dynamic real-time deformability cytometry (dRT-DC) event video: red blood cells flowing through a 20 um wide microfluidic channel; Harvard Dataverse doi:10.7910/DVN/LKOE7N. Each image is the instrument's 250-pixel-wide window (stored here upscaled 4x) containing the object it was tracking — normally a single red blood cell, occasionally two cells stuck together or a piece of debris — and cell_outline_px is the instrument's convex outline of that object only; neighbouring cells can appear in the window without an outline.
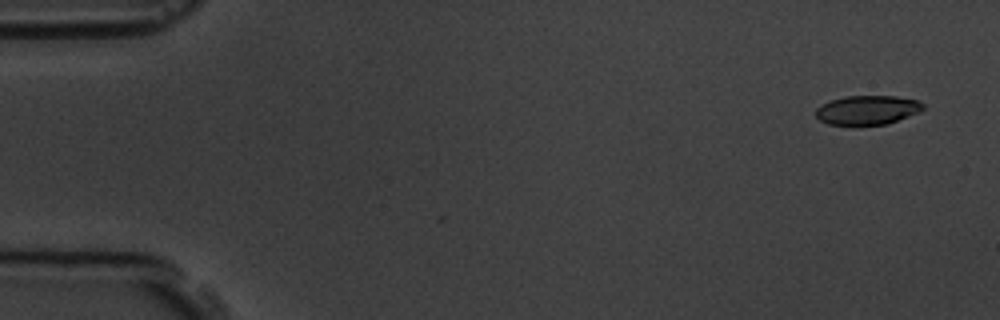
{"species": "common noctule bat (a hibernating species)", "species_latin": "Nyctalus noctula", "temperature_condition": "room temperature", "stored_images_in_passage": 5, "camera_frame_rate_fps": 3000, "um_per_image_px": 0.085, "animal": {"sex": "male", "body_mass_g": 19.5, "forearm_length_mm": 54.6}, "frame": {"image": 1, "passage_image": 1, "time_ms": 0.0, "image_size_px": [1000, 320], "cell_outline_px": [[924, 108], [908, 116], [884, 124], [828, 124], [820, 120], [816, 116], [816, 108], [820, 104], [832, 100], [848, 96], [896, 96], [916, 100], [924, 104]], "centroid_in_image_um": [73.69, 9.33], "position_along_channel_um": 11.3, "area_um2": 17.8}}
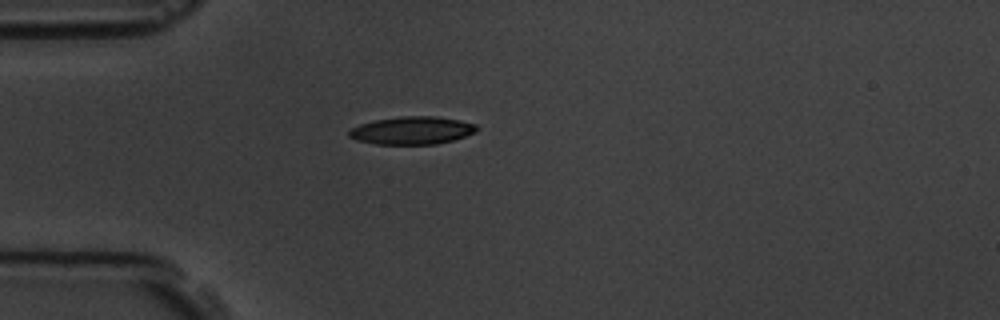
{"frame": {"image": 2, "passage_image": 4, "time_ms": 4.333, "image_size_px": [1000, 320], "cell_outline_px": [[476, 132], [452, 140], [436, 144], [376, 144], [356, 140], [348, 136], [348, 132], [352, 128], [360, 124], [376, 120], [400, 116], [436, 116], [460, 120], [476, 124]], "centroid_in_image_um": [35.01, 11.08], "position_along_channel_um": 50.0, "area_um2": 20.58}}